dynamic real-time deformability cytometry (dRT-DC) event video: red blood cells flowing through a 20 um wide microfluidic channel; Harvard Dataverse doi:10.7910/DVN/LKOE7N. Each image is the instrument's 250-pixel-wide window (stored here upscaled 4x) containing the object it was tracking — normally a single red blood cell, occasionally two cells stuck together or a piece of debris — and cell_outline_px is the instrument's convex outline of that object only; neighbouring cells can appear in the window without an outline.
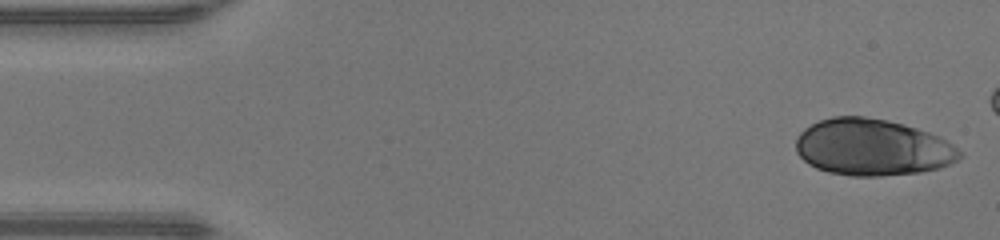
{"species": "human", "species_latin": "Homo sapiens", "temperature_condition": "warm", "stored_images_in_passage": 41, "camera_frame_rate_fps": 3000, "um_per_image_px": 0.085, "donor": {"sex": "male"}, "frame": {"image": 1, "passage_image": 1, "time_ms": 0.0, "image_size_px": [1000, 240], "cell_outline_px": [[964, 156], [940, 168], [920, 172], [880, 176], [848, 176], [828, 172], [816, 168], [808, 164], [796, 152], [796, 136], [804, 128], [820, 120], [832, 116], [864, 116], [888, 120], [904, 124], [928, 132], [952, 144], [964, 152]], "centroid_in_image_um": [74.14, 12.52], "position_along_channel_um": 10.9, "area_um2": 54.27}}